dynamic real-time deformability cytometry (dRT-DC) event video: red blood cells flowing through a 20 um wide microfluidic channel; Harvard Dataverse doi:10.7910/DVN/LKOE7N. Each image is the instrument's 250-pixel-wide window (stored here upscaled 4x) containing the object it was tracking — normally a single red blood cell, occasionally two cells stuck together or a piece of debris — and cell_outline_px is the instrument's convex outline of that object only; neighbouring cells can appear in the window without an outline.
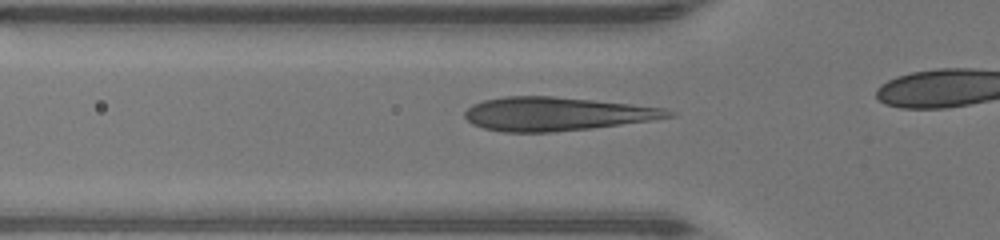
{"species": "human", "species_latin": "Homo sapiens", "temperature_condition": "warm", "stored_images_in_passage": 9, "camera_frame_rate_fps": 3000, "um_per_image_px": 0.085, "donor": {"sex": "male"}, "frame": {"image": 1, "passage_image": 4, "time_ms": 1.0, "image_size_px": [1000, 240], "cell_outline_px": [[676, 116], [652, 120], [592, 128], [552, 132], [504, 132], [484, 128], [472, 124], [464, 116], [464, 112], [472, 104], [484, 100], [504, 96], [552, 96], [632, 104], [664, 108], [676, 112]], "centroid_in_image_um": [47.31, 9.68], "position_along_channel_um": 78.5, "area_um2": 39.82}}
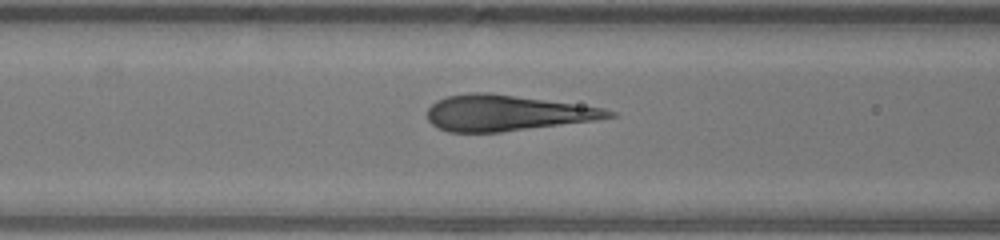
{"frame": {"image": 2, "passage_image": 7, "time_ms": 2.0, "image_size_px": [1000, 240], "cell_outline_px": [[616, 116], [596, 120], [500, 132], [448, 132], [432, 124], [428, 120], [428, 108], [436, 100], [448, 96], [468, 92], [488, 92], [604, 108], [616, 112]], "centroid_in_image_um": [43.05, 9.6], "position_along_channel_um": 123.5, "area_um2": 37.63}}